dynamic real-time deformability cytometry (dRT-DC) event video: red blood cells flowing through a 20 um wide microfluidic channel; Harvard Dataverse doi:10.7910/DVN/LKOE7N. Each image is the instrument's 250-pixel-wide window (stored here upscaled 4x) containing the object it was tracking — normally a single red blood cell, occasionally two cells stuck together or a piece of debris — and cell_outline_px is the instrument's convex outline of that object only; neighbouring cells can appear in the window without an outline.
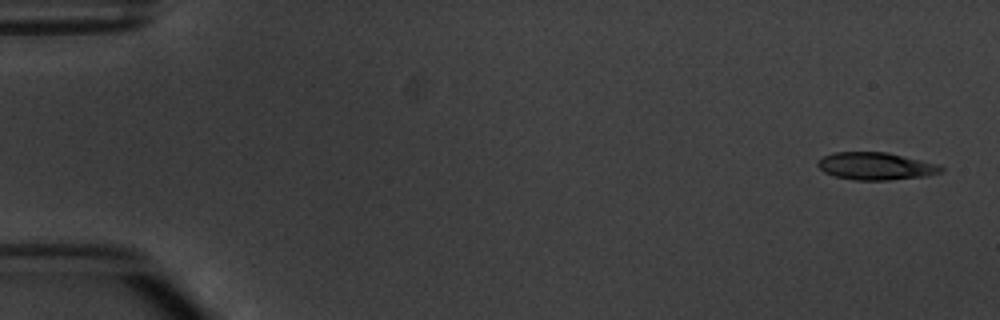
{"species": "common noctule bat (a hibernating species)", "species_latin": "Nyctalus noctula", "temperature_condition": "warm", "stored_images_in_passage": 5, "camera_frame_rate_fps": 3000, "um_per_image_px": 0.085, "animal": {"sex": "male", "body_mass_g": 20.1, "forearm_length_mm": 53.5}, "frame": {"image": 1, "passage_image": 1, "time_ms": 0.0, "image_size_px": [1000, 320], "cell_outline_px": [[944, 172], [924, 176], [888, 180], [856, 180], [836, 176], [824, 172], [816, 164], [816, 160], [824, 156], [836, 152], [888, 152], [940, 164], [944, 168]], "centroid_in_image_um": [74.47, 14.11], "position_along_channel_um": 10.5, "area_um2": 19.83}}